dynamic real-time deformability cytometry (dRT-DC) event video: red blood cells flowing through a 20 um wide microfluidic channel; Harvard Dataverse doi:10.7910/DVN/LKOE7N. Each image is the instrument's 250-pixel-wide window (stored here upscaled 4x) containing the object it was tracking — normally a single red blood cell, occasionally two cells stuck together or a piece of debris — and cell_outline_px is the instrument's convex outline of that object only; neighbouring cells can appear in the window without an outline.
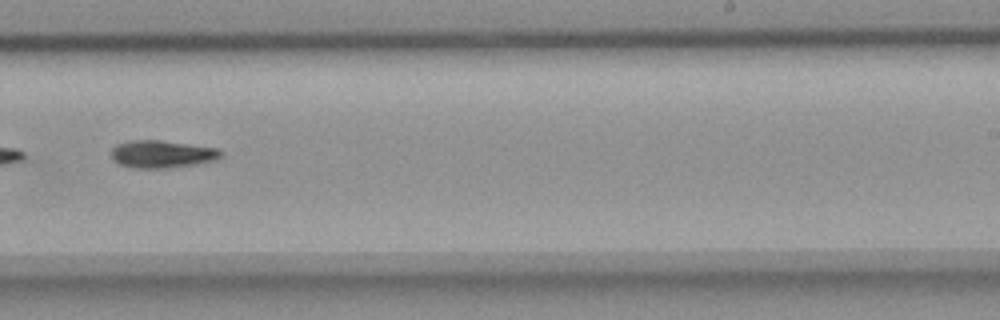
{"species": "common noctule bat (a hibernating species)", "species_latin": "Nyctalus noctula", "temperature_condition": "room temperature", "stored_images_in_passage": 49, "camera_frame_rate_fps": 3000, "um_per_image_px": 0.085, "animal": {"sex": "female", "body_mass_g": 18.4}, "frame": {"image": 1, "passage_image": 28, "time_ms": 9.0, "image_size_px": [1000, 320], "cell_outline_px": [[224, 152], [216, 160], [168, 168], [132, 168], [120, 164], [112, 156], [112, 148], [116, 144], [128, 140], [160, 140], [216, 148]], "centroid_in_image_um": [13.75, 13.09], "position_along_channel_um": 275.3, "area_um2": 17.4}}
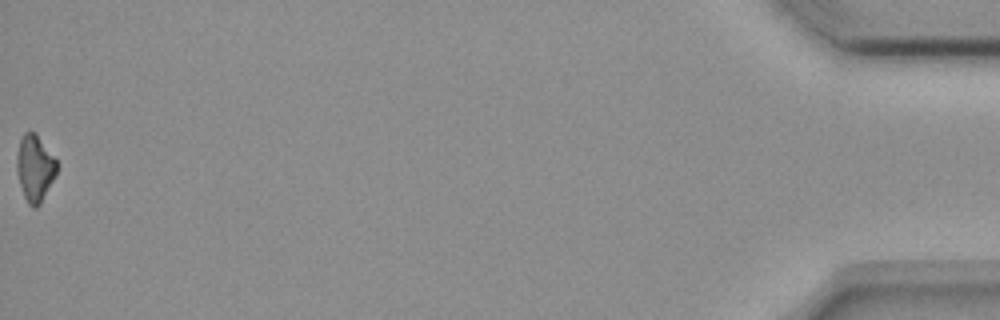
{"frame": {"image": 2, "passage_image": 49, "time_ms": 16.0, "image_size_px": [1000, 320], "cell_outline_px": [[56, 172], [40, 204], [36, 208], [32, 208], [28, 204], [24, 196], [20, 184], [16, 168], [16, 156], [20, 140], [24, 132], [36, 132], [56, 160]], "centroid_in_image_um": [2.93, 14.28], "position_along_channel_um": 432.3, "area_um2": 15.26}, "authors_computed_cell_mechanics": {"area_um2": 17.051, "velocity_mm_per_s": 3.6647, "shape_relaxation_time_tau1_ms": 4.189, "shape_relaxation_time_tau2_ms": null, "deformation_change_tau1": 0.1504, "deformation_change_tau2": null}}